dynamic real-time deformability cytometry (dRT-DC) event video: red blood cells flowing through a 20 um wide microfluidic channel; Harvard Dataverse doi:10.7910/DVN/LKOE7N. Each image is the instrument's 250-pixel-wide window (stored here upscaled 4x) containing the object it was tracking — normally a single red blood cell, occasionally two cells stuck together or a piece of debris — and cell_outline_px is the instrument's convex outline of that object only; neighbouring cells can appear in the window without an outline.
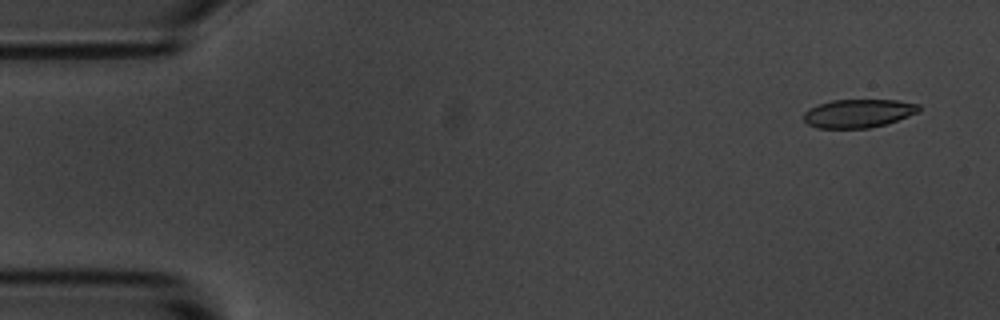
{"species": "common noctule bat (a hibernating species)", "species_latin": "Nyctalus noctula", "temperature_condition": "room temperature", "stored_images_in_passage": 54, "segment_of_instrument_passage": [1, 2], "camera_frame_rate_fps": 3000, "um_per_image_px": 0.085, "animal": {"sex": "male", "body_mass_g": 20.1, "forearm_length_mm": 53.5}, "frame": {"image": 1, "passage_image": 1, "time_ms": 0.0, "image_size_px": [1000, 320], "cell_outline_px": [[920, 108], [916, 112], [908, 116], [884, 124], [868, 128], [816, 128], [808, 124], [804, 120], [804, 112], [808, 108], [832, 100], [896, 100], [920, 104]], "centroid_in_image_um": [72.92, 9.63], "position_along_channel_um": 12.1, "area_um2": 18.9}}
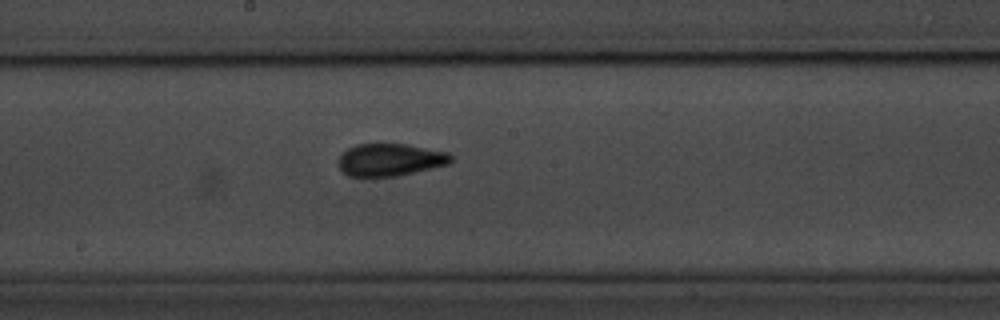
{"frame": {"image": 2, "passage_image": 27, "time_ms": 8.667, "image_size_px": [1000, 320], "cell_outline_px": [[452, 160], [448, 164], [396, 176], [348, 176], [340, 168], [340, 156], [348, 148], [356, 144], [376, 140], [408, 144], [448, 152], [452, 156]], "centroid_in_image_um": [33.15, 13.52], "position_along_channel_um": 215.1, "area_um2": 21.73}}
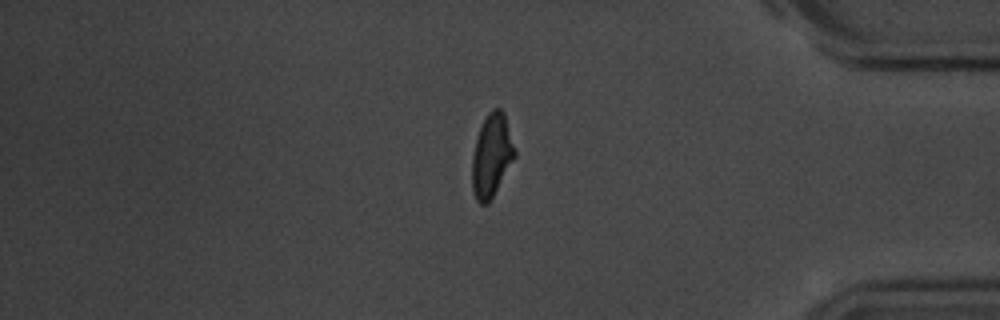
{"frame": {"image": 3, "passage_image": 44, "time_ms": 14.333, "image_size_px": [1000, 320], "cell_outline_px": [[516, 156], [488, 204], [480, 204], [476, 200], [472, 188], [472, 156], [476, 140], [480, 128], [488, 112], [492, 108], [500, 108], [504, 112], [516, 152]], "centroid_in_image_um": [41.79, 13.22], "position_along_channel_um": 393.4, "area_um2": 20.52}}